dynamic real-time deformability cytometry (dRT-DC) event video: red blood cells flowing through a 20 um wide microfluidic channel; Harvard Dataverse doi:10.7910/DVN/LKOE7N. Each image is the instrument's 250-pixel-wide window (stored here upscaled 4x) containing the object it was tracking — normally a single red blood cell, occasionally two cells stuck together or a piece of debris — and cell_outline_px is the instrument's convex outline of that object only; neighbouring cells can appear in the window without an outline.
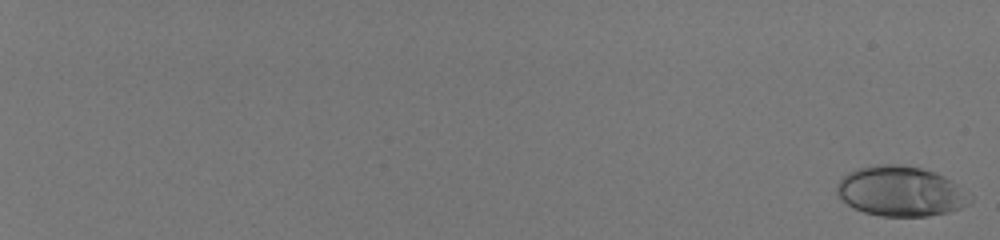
{"species": "human", "species_latin": "Homo sapiens", "temperature_condition": "room temperature", "stored_images_in_passage": 58, "camera_frame_rate_fps": 3000, "um_per_image_px": 0.085, "donor": {"sex": "male"}, "frame": {"image": 1, "passage_image": 1, "time_ms": 0.0, "image_size_px": [1000, 240], "cell_outline_px": [[972, 200], [968, 204], [960, 208], [948, 212], [928, 216], [880, 216], [864, 212], [852, 208], [836, 192], [836, 184], [840, 176], [856, 168], [876, 164], [900, 164], [920, 168], [936, 172], [944, 176], [956, 184], [972, 196]], "centroid_in_image_um": [76.52, 16.25], "position_along_channel_um": 8.5, "area_um2": 39.07}}
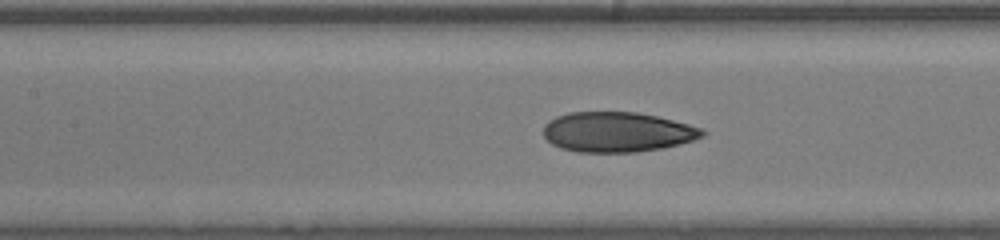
{"frame": {"image": 2, "passage_image": 34, "time_ms": 11.0, "image_size_px": [1000, 240], "cell_outline_px": [[708, 132], [704, 136], [680, 144], [664, 148], [636, 152], [576, 152], [560, 148], [552, 144], [544, 136], [544, 124], [548, 120], [556, 116], [568, 112], [636, 112], [656, 116], [704, 128]], "centroid_in_image_um": [52.47, 11.22], "position_along_channel_um": 154.9, "area_um2": 37.34}}
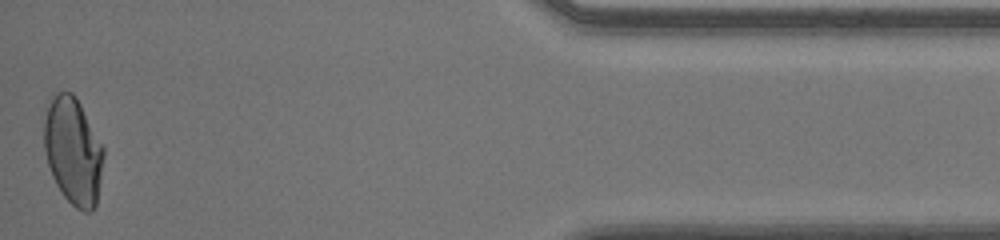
{"frame": {"image": 3, "passage_image": 58, "time_ms": 19.0, "image_size_px": [1000, 240], "cell_outline_px": [[104, 156], [96, 204], [92, 212], [84, 212], [76, 208], [64, 196], [56, 184], [52, 176], [48, 164], [44, 148], [44, 120], [52, 96], [56, 92], [72, 92], [76, 96], [104, 148]], "centroid_in_image_um": [6.22, 12.84], "position_along_channel_um": 429.0, "area_um2": 36.93}, "authors_computed_cell_mechanics": {"area_um2": 36.992, "velocity_mm_per_s": 4.0674, "shape_relaxation_time_tau1_ms": null, "shape_relaxation_time_tau2_ms": 0.7688, "deformation_change_tau1": null, "deformation_change_tau2": 0.0559}}